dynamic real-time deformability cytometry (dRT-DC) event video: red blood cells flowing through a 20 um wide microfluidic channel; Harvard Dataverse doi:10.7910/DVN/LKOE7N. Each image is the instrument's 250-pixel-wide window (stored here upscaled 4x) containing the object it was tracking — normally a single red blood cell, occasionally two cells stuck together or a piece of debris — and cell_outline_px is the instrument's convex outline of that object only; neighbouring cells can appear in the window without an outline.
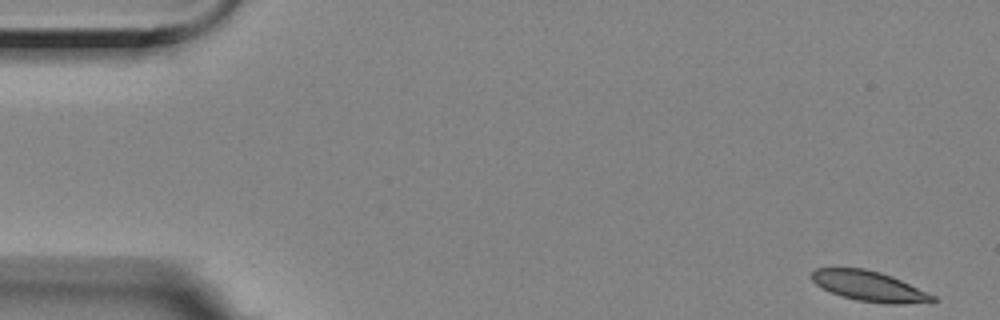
{"species": "Egyptian fruit bat (a non-hibernating species)", "species_latin": "Rousettus aegyptiacus", "temperature_condition": "room temperature", "stored_images_in_passage": 14, "camera_frame_rate_fps": 3000, "um_per_image_px": 0.085, "animal": {"sex": "female"}, "frame": {"image": 1, "passage_image": 1, "time_ms": 0.0, "image_size_px": [1000, 320], "cell_outline_px": [[936, 300], [904, 304], [884, 304], [856, 300], [820, 288], [808, 276], [816, 268], [864, 268], [880, 272], [892, 276], [936, 296]], "centroid_in_image_um": [73.84, 24.32], "position_along_channel_um": 11.2, "area_um2": 21.21}}
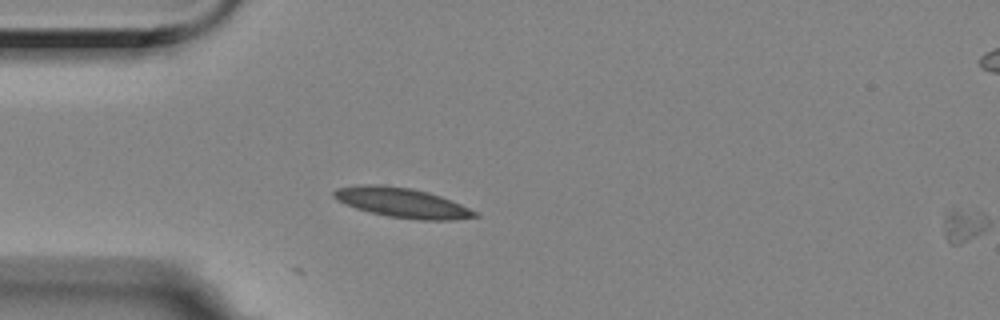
{"frame": {"image": 2, "passage_image": 14, "time_ms": 4.333, "image_size_px": [1000, 320], "cell_outline_px": [[480, 216], [456, 220], [420, 220], [388, 216], [356, 208], [344, 204], [336, 200], [332, 196], [332, 192], [336, 188], [356, 184], [380, 184], [412, 188], [428, 192], [452, 200], [480, 212]], "centroid_in_image_um": [34.19, 17.22], "position_along_channel_um": 50.8, "area_um2": 24.8}}